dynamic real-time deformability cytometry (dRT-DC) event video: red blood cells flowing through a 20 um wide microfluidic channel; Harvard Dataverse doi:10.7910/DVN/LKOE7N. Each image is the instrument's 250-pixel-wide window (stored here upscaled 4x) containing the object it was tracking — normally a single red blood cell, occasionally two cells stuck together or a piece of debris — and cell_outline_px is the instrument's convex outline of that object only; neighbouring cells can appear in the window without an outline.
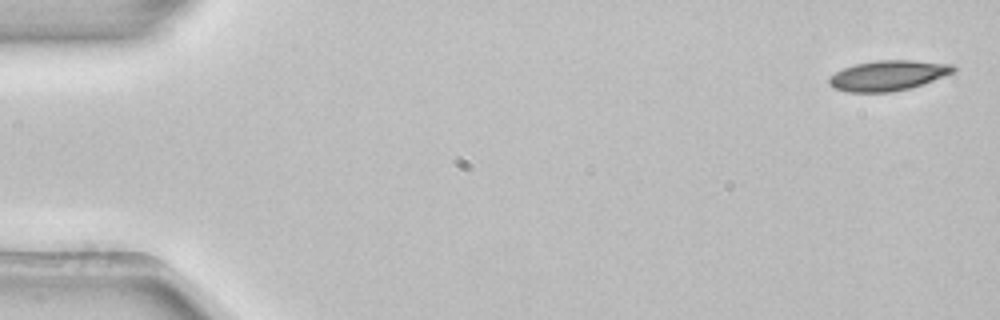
{"species": "common noctule bat (a hibernating species)", "species_latin": "Nyctalus noctula", "temperature_condition": "room temperature", "stored_images_in_passage": 5, "camera_frame_rate_fps": 3000, "um_per_image_px": 0.085, "animal": {"sex": "female", "body_mass_g": 22.7, "forearm_length_mm": 54.2}, "frame": {"image": 1, "passage_image": 1, "time_ms": 0.0, "image_size_px": [1000, 320], "cell_outline_px": [[956, 72], [912, 88], [892, 92], [848, 92], [832, 88], [828, 84], [828, 76], [844, 68], [856, 64], [876, 60], [912, 60], [952, 64], [956, 68]], "centroid_in_image_um": [75.48, 6.42], "position_along_channel_um": 9.5, "area_um2": 22.14}}
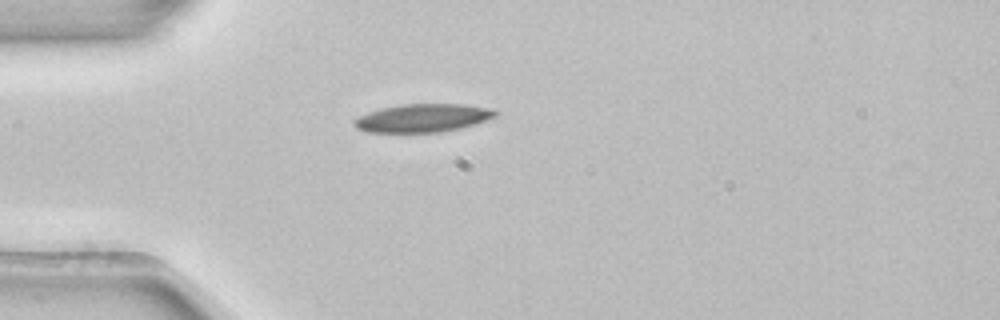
{"frame": {"image": 2, "passage_image": 4, "time_ms": 1.0, "image_size_px": [1000, 320], "cell_outline_px": [[500, 112], [496, 116], [460, 128], [440, 132], [364, 132], [356, 128], [352, 124], [352, 120], [356, 116], [380, 108], [400, 104], [460, 104], [492, 108]], "centroid_in_image_um": [35.86, 10.02], "position_along_channel_um": 49.1, "area_um2": 23.35}}